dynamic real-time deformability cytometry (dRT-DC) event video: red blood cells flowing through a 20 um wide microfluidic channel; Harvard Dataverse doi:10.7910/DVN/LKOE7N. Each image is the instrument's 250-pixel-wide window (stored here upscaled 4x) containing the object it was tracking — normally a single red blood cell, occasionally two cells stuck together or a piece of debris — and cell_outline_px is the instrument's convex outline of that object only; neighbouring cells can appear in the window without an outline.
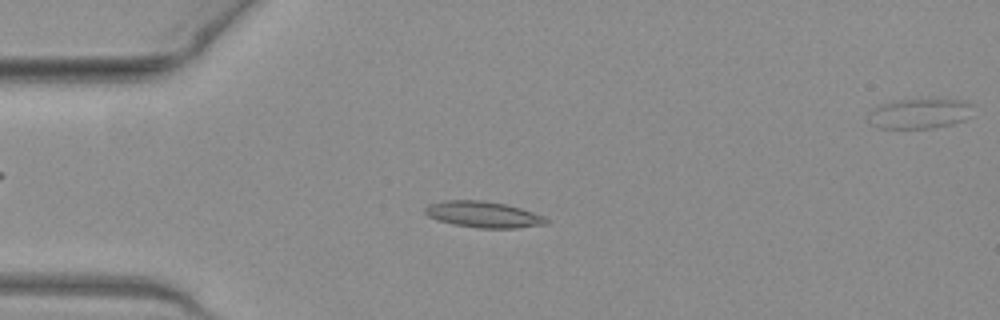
{"species": "common noctule bat (a hibernating species)", "species_latin": "Nyctalus noctula", "temperature_condition": "warm", "stored_images_in_passage": 13, "camera_frame_rate_fps": 3000, "um_per_image_px": 0.085, "animal": {"sex": "female", "body_mass_g": 19.3, "forearm_length_mm": 54.1}, "frame": {"image": 1, "passage_image": 7, "time_ms": 2.0, "image_size_px": [1000, 320], "cell_outline_px": [[548, 224], [516, 228], [480, 228], [452, 224], [436, 220], [428, 216], [424, 212], [424, 208], [428, 204], [444, 200], [480, 200], [504, 204], [520, 208], [544, 216], [548, 220]], "centroid_in_image_um": [41.05, 18.23], "position_along_channel_um": 44.0, "area_um2": 18.5}}
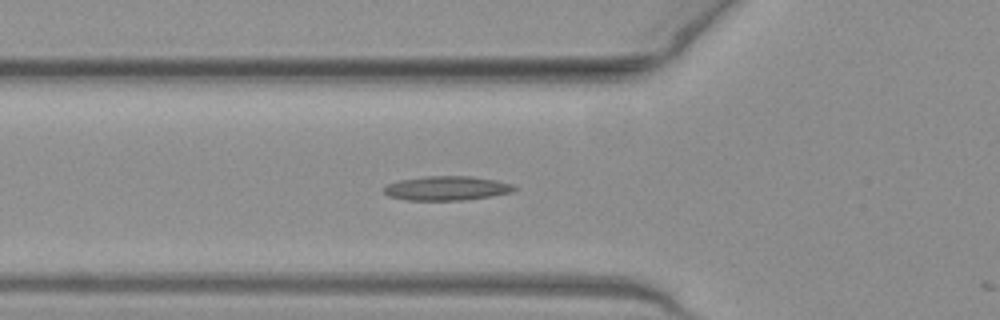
{"frame": {"image": 2, "passage_image": 12, "time_ms": 3.667, "image_size_px": [1000, 320], "cell_outline_px": [[516, 188], [512, 192], [492, 196], [464, 200], [408, 200], [388, 196], [384, 192], [384, 188], [388, 184], [400, 180], [424, 176], [468, 176], [496, 180], [512, 184]], "centroid_in_image_um": [37.97, 16.0], "position_along_channel_um": 87.8, "area_um2": 18.32}}